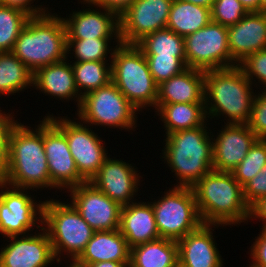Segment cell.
Wrapping results in <instances>:
<instances>
[{
    "mask_svg": "<svg viewBox=\"0 0 266 267\" xmlns=\"http://www.w3.org/2000/svg\"><path fill=\"white\" fill-rule=\"evenodd\" d=\"M119 231L129 248L160 238L151 202L135 201L123 206Z\"/></svg>",
    "mask_w": 266,
    "mask_h": 267,
    "instance_id": "cell-23",
    "label": "cell"
},
{
    "mask_svg": "<svg viewBox=\"0 0 266 267\" xmlns=\"http://www.w3.org/2000/svg\"><path fill=\"white\" fill-rule=\"evenodd\" d=\"M238 66L243 70L245 76L254 87H263V90L266 89V49L249 55Z\"/></svg>",
    "mask_w": 266,
    "mask_h": 267,
    "instance_id": "cell-37",
    "label": "cell"
},
{
    "mask_svg": "<svg viewBox=\"0 0 266 267\" xmlns=\"http://www.w3.org/2000/svg\"><path fill=\"white\" fill-rule=\"evenodd\" d=\"M211 21V9L190 2L173 0L166 27L185 37Z\"/></svg>",
    "mask_w": 266,
    "mask_h": 267,
    "instance_id": "cell-28",
    "label": "cell"
},
{
    "mask_svg": "<svg viewBox=\"0 0 266 267\" xmlns=\"http://www.w3.org/2000/svg\"><path fill=\"white\" fill-rule=\"evenodd\" d=\"M130 262L102 261L87 264L85 267H129Z\"/></svg>",
    "mask_w": 266,
    "mask_h": 267,
    "instance_id": "cell-46",
    "label": "cell"
},
{
    "mask_svg": "<svg viewBox=\"0 0 266 267\" xmlns=\"http://www.w3.org/2000/svg\"><path fill=\"white\" fill-rule=\"evenodd\" d=\"M227 30L231 67L237 66L254 52L266 49L265 12H248Z\"/></svg>",
    "mask_w": 266,
    "mask_h": 267,
    "instance_id": "cell-19",
    "label": "cell"
},
{
    "mask_svg": "<svg viewBox=\"0 0 266 267\" xmlns=\"http://www.w3.org/2000/svg\"><path fill=\"white\" fill-rule=\"evenodd\" d=\"M260 1V12L266 13V0H259Z\"/></svg>",
    "mask_w": 266,
    "mask_h": 267,
    "instance_id": "cell-49",
    "label": "cell"
},
{
    "mask_svg": "<svg viewBox=\"0 0 266 267\" xmlns=\"http://www.w3.org/2000/svg\"><path fill=\"white\" fill-rule=\"evenodd\" d=\"M262 92V93H261ZM255 95L248 127L258 139L266 140V89Z\"/></svg>",
    "mask_w": 266,
    "mask_h": 267,
    "instance_id": "cell-38",
    "label": "cell"
},
{
    "mask_svg": "<svg viewBox=\"0 0 266 267\" xmlns=\"http://www.w3.org/2000/svg\"><path fill=\"white\" fill-rule=\"evenodd\" d=\"M44 117H48L65 134L79 174L90 181L108 157L103 140L79 119L76 121L66 116L53 117V113Z\"/></svg>",
    "mask_w": 266,
    "mask_h": 267,
    "instance_id": "cell-10",
    "label": "cell"
},
{
    "mask_svg": "<svg viewBox=\"0 0 266 267\" xmlns=\"http://www.w3.org/2000/svg\"><path fill=\"white\" fill-rule=\"evenodd\" d=\"M259 236L250 247V257L252 263L249 267H266V229H262Z\"/></svg>",
    "mask_w": 266,
    "mask_h": 267,
    "instance_id": "cell-40",
    "label": "cell"
},
{
    "mask_svg": "<svg viewBox=\"0 0 266 267\" xmlns=\"http://www.w3.org/2000/svg\"><path fill=\"white\" fill-rule=\"evenodd\" d=\"M266 165V140L258 139L245 158L232 170L233 177L243 187Z\"/></svg>",
    "mask_w": 266,
    "mask_h": 267,
    "instance_id": "cell-34",
    "label": "cell"
},
{
    "mask_svg": "<svg viewBox=\"0 0 266 267\" xmlns=\"http://www.w3.org/2000/svg\"><path fill=\"white\" fill-rule=\"evenodd\" d=\"M0 190L1 235H26L33 232L34 226L41 228L44 201L38 203L34 196H31L29 189L13 187L5 182L0 183Z\"/></svg>",
    "mask_w": 266,
    "mask_h": 267,
    "instance_id": "cell-12",
    "label": "cell"
},
{
    "mask_svg": "<svg viewBox=\"0 0 266 267\" xmlns=\"http://www.w3.org/2000/svg\"><path fill=\"white\" fill-rule=\"evenodd\" d=\"M186 65L202 71L231 67L227 27L210 21L184 37Z\"/></svg>",
    "mask_w": 266,
    "mask_h": 267,
    "instance_id": "cell-11",
    "label": "cell"
},
{
    "mask_svg": "<svg viewBox=\"0 0 266 267\" xmlns=\"http://www.w3.org/2000/svg\"><path fill=\"white\" fill-rule=\"evenodd\" d=\"M71 204L95 231L119 229L122 206L86 181L67 190Z\"/></svg>",
    "mask_w": 266,
    "mask_h": 267,
    "instance_id": "cell-13",
    "label": "cell"
},
{
    "mask_svg": "<svg viewBox=\"0 0 266 267\" xmlns=\"http://www.w3.org/2000/svg\"><path fill=\"white\" fill-rule=\"evenodd\" d=\"M243 196L249 207L258 199L266 197V165L243 186Z\"/></svg>",
    "mask_w": 266,
    "mask_h": 267,
    "instance_id": "cell-39",
    "label": "cell"
},
{
    "mask_svg": "<svg viewBox=\"0 0 266 267\" xmlns=\"http://www.w3.org/2000/svg\"><path fill=\"white\" fill-rule=\"evenodd\" d=\"M113 158L108 156L89 182L123 207L136 201L143 177L132 164Z\"/></svg>",
    "mask_w": 266,
    "mask_h": 267,
    "instance_id": "cell-17",
    "label": "cell"
},
{
    "mask_svg": "<svg viewBox=\"0 0 266 267\" xmlns=\"http://www.w3.org/2000/svg\"><path fill=\"white\" fill-rule=\"evenodd\" d=\"M70 62L77 90L82 97L112 81L111 61Z\"/></svg>",
    "mask_w": 266,
    "mask_h": 267,
    "instance_id": "cell-31",
    "label": "cell"
},
{
    "mask_svg": "<svg viewBox=\"0 0 266 267\" xmlns=\"http://www.w3.org/2000/svg\"><path fill=\"white\" fill-rule=\"evenodd\" d=\"M111 78L119 91L138 110L156 108L158 85L150 73L147 59L135 44L115 46L111 59Z\"/></svg>",
    "mask_w": 266,
    "mask_h": 267,
    "instance_id": "cell-6",
    "label": "cell"
},
{
    "mask_svg": "<svg viewBox=\"0 0 266 267\" xmlns=\"http://www.w3.org/2000/svg\"><path fill=\"white\" fill-rule=\"evenodd\" d=\"M179 1H185V2H190L195 5H200L206 8H212L214 0H179Z\"/></svg>",
    "mask_w": 266,
    "mask_h": 267,
    "instance_id": "cell-48",
    "label": "cell"
},
{
    "mask_svg": "<svg viewBox=\"0 0 266 267\" xmlns=\"http://www.w3.org/2000/svg\"><path fill=\"white\" fill-rule=\"evenodd\" d=\"M160 198L151 202L160 238L178 241L202 224L192 187L174 186Z\"/></svg>",
    "mask_w": 266,
    "mask_h": 267,
    "instance_id": "cell-9",
    "label": "cell"
},
{
    "mask_svg": "<svg viewBox=\"0 0 266 267\" xmlns=\"http://www.w3.org/2000/svg\"><path fill=\"white\" fill-rule=\"evenodd\" d=\"M34 127L35 130L19 122L11 131L4 182L36 192L48 187L56 189L50 180L44 150V118Z\"/></svg>",
    "mask_w": 266,
    "mask_h": 267,
    "instance_id": "cell-1",
    "label": "cell"
},
{
    "mask_svg": "<svg viewBox=\"0 0 266 267\" xmlns=\"http://www.w3.org/2000/svg\"><path fill=\"white\" fill-rule=\"evenodd\" d=\"M42 226L49 235L56 262L60 264L65 253L70 261H75L95 232L68 200L65 203L45 200Z\"/></svg>",
    "mask_w": 266,
    "mask_h": 267,
    "instance_id": "cell-7",
    "label": "cell"
},
{
    "mask_svg": "<svg viewBox=\"0 0 266 267\" xmlns=\"http://www.w3.org/2000/svg\"><path fill=\"white\" fill-rule=\"evenodd\" d=\"M69 263L70 264L67 263V265H69L67 267H84V266L77 264L75 261H70Z\"/></svg>",
    "mask_w": 266,
    "mask_h": 267,
    "instance_id": "cell-50",
    "label": "cell"
},
{
    "mask_svg": "<svg viewBox=\"0 0 266 267\" xmlns=\"http://www.w3.org/2000/svg\"><path fill=\"white\" fill-rule=\"evenodd\" d=\"M155 113L164 123V135L207 124L205 103L156 104Z\"/></svg>",
    "mask_w": 266,
    "mask_h": 267,
    "instance_id": "cell-26",
    "label": "cell"
},
{
    "mask_svg": "<svg viewBox=\"0 0 266 267\" xmlns=\"http://www.w3.org/2000/svg\"><path fill=\"white\" fill-rule=\"evenodd\" d=\"M253 219H259L260 221L262 220V224L263 222L264 224L261 229H266V197L258 199L249 207L248 220Z\"/></svg>",
    "mask_w": 266,
    "mask_h": 267,
    "instance_id": "cell-44",
    "label": "cell"
},
{
    "mask_svg": "<svg viewBox=\"0 0 266 267\" xmlns=\"http://www.w3.org/2000/svg\"><path fill=\"white\" fill-rule=\"evenodd\" d=\"M154 82L160 85L171 77L180 74L187 67L186 57L145 56Z\"/></svg>",
    "mask_w": 266,
    "mask_h": 267,
    "instance_id": "cell-35",
    "label": "cell"
},
{
    "mask_svg": "<svg viewBox=\"0 0 266 267\" xmlns=\"http://www.w3.org/2000/svg\"><path fill=\"white\" fill-rule=\"evenodd\" d=\"M192 189L202 223L223 228L248 221L249 206L244 200L243 187L231 172L212 170Z\"/></svg>",
    "mask_w": 266,
    "mask_h": 267,
    "instance_id": "cell-3",
    "label": "cell"
},
{
    "mask_svg": "<svg viewBox=\"0 0 266 267\" xmlns=\"http://www.w3.org/2000/svg\"><path fill=\"white\" fill-rule=\"evenodd\" d=\"M81 4H86L114 12L120 17L134 2V0H80Z\"/></svg>",
    "mask_w": 266,
    "mask_h": 267,
    "instance_id": "cell-41",
    "label": "cell"
},
{
    "mask_svg": "<svg viewBox=\"0 0 266 267\" xmlns=\"http://www.w3.org/2000/svg\"><path fill=\"white\" fill-rule=\"evenodd\" d=\"M111 39L117 45L121 43L120 38L67 39V56L69 57L68 54L73 51L70 54L74 55L76 59L74 62L109 61L115 50V47L110 46ZM109 47H111L110 50ZM109 53L110 57L108 56ZM107 57H109L108 60Z\"/></svg>",
    "mask_w": 266,
    "mask_h": 267,
    "instance_id": "cell-32",
    "label": "cell"
},
{
    "mask_svg": "<svg viewBox=\"0 0 266 267\" xmlns=\"http://www.w3.org/2000/svg\"><path fill=\"white\" fill-rule=\"evenodd\" d=\"M31 16L21 9L0 5V52H11Z\"/></svg>",
    "mask_w": 266,
    "mask_h": 267,
    "instance_id": "cell-33",
    "label": "cell"
},
{
    "mask_svg": "<svg viewBox=\"0 0 266 267\" xmlns=\"http://www.w3.org/2000/svg\"><path fill=\"white\" fill-rule=\"evenodd\" d=\"M91 6L63 17L67 39L120 38L119 17L112 11Z\"/></svg>",
    "mask_w": 266,
    "mask_h": 267,
    "instance_id": "cell-21",
    "label": "cell"
},
{
    "mask_svg": "<svg viewBox=\"0 0 266 267\" xmlns=\"http://www.w3.org/2000/svg\"><path fill=\"white\" fill-rule=\"evenodd\" d=\"M56 14L48 11L31 16L11 51L33 74L67 58L66 26L63 17Z\"/></svg>",
    "mask_w": 266,
    "mask_h": 267,
    "instance_id": "cell-5",
    "label": "cell"
},
{
    "mask_svg": "<svg viewBox=\"0 0 266 267\" xmlns=\"http://www.w3.org/2000/svg\"><path fill=\"white\" fill-rule=\"evenodd\" d=\"M12 113L2 112L0 109V147H9V137L13 128L18 124L19 121H15Z\"/></svg>",
    "mask_w": 266,
    "mask_h": 267,
    "instance_id": "cell-43",
    "label": "cell"
},
{
    "mask_svg": "<svg viewBox=\"0 0 266 267\" xmlns=\"http://www.w3.org/2000/svg\"><path fill=\"white\" fill-rule=\"evenodd\" d=\"M102 261L130 262V248L119 229L95 231L85 250L75 260L84 267Z\"/></svg>",
    "mask_w": 266,
    "mask_h": 267,
    "instance_id": "cell-25",
    "label": "cell"
},
{
    "mask_svg": "<svg viewBox=\"0 0 266 267\" xmlns=\"http://www.w3.org/2000/svg\"><path fill=\"white\" fill-rule=\"evenodd\" d=\"M221 128L217 132L218 135L216 137L211 132L213 142V170L232 172L245 158L258 138L247 124H227L224 122V128Z\"/></svg>",
    "mask_w": 266,
    "mask_h": 267,
    "instance_id": "cell-18",
    "label": "cell"
},
{
    "mask_svg": "<svg viewBox=\"0 0 266 267\" xmlns=\"http://www.w3.org/2000/svg\"><path fill=\"white\" fill-rule=\"evenodd\" d=\"M219 226L202 223L197 229L177 241L180 267L224 266L222 256L214 240V229H212Z\"/></svg>",
    "mask_w": 266,
    "mask_h": 267,
    "instance_id": "cell-20",
    "label": "cell"
},
{
    "mask_svg": "<svg viewBox=\"0 0 266 267\" xmlns=\"http://www.w3.org/2000/svg\"><path fill=\"white\" fill-rule=\"evenodd\" d=\"M248 12H260L259 0H239Z\"/></svg>",
    "mask_w": 266,
    "mask_h": 267,
    "instance_id": "cell-47",
    "label": "cell"
},
{
    "mask_svg": "<svg viewBox=\"0 0 266 267\" xmlns=\"http://www.w3.org/2000/svg\"><path fill=\"white\" fill-rule=\"evenodd\" d=\"M33 86V73L12 52H0V97Z\"/></svg>",
    "mask_w": 266,
    "mask_h": 267,
    "instance_id": "cell-29",
    "label": "cell"
},
{
    "mask_svg": "<svg viewBox=\"0 0 266 267\" xmlns=\"http://www.w3.org/2000/svg\"><path fill=\"white\" fill-rule=\"evenodd\" d=\"M206 125L166 135L161 158L174 172L175 186L193 187L213 170L212 133Z\"/></svg>",
    "mask_w": 266,
    "mask_h": 267,
    "instance_id": "cell-4",
    "label": "cell"
},
{
    "mask_svg": "<svg viewBox=\"0 0 266 267\" xmlns=\"http://www.w3.org/2000/svg\"><path fill=\"white\" fill-rule=\"evenodd\" d=\"M42 231V232H40ZM37 232V233H36ZM35 234L11 236L0 250V267H47L55 262L51 241L41 226ZM53 262V263H52Z\"/></svg>",
    "mask_w": 266,
    "mask_h": 267,
    "instance_id": "cell-16",
    "label": "cell"
},
{
    "mask_svg": "<svg viewBox=\"0 0 266 267\" xmlns=\"http://www.w3.org/2000/svg\"><path fill=\"white\" fill-rule=\"evenodd\" d=\"M9 147H0V183L4 182L6 176V154Z\"/></svg>",
    "mask_w": 266,
    "mask_h": 267,
    "instance_id": "cell-45",
    "label": "cell"
},
{
    "mask_svg": "<svg viewBox=\"0 0 266 267\" xmlns=\"http://www.w3.org/2000/svg\"><path fill=\"white\" fill-rule=\"evenodd\" d=\"M253 86L238 65L204 71L207 117L212 120L225 115L227 124H248L256 95Z\"/></svg>",
    "mask_w": 266,
    "mask_h": 267,
    "instance_id": "cell-2",
    "label": "cell"
},
{
    "mask_svg": "<svg viewBox=\"0 0 266 267\" xmlns=\"http://www.w3.org/2000/svg\"><path fill=\"white\" fill-rule=\"evenodd\" d=\"M204 71L186 68L158 85L156 104L204 103Z\"/></svg>",
    "mask_w": 266,
    "mask_h": 267,
    "instance_id": "cell-24",
    "label": "cell"
},
{
    "mask_svg": "<svg viewBox=\"0 0 266 267\" xmlns=\"http://www.w3.org/2000/svg\"><path fill=\"white\" fill-rule=\"evenodd\" d=\"M44 150L51 183L59 190H68L86 180L79 174L65 134L44 117Z\"/></svg>",
    "mask_w": 266,
    "mask_h": 267,
    "instance_id": "cell-15",
    "label": "cell"
},
{
    "mask_svg": "<svg viewBox=\"0 0 266 267\" xmlns=\"http://www.w3.org/2000/svg\"><path fill=\"white\" fill-rule=\"evenodd\" d=\"M248 11L239 0H214L211 20L225 27L235 25Z\"/></svg>",
    "mask_w": 266,
    "mask_h": 267,
    "instance_id": "cell-36",
    "label": "cell"
},
{
    "mask_svg": "<svg viewBox=\"0 0 266 267\" xmlns=\"http://www.w3.org/2000/svg\"><path fill=\"white\" fill-rule=\"evenodd\" d=\"M177 241L158 238L130 248L129 267H177Z\"/></svg>",
    "mask_w": 266,
    "mask_h": 267,
    "instance_id": "cell-27",
    "label": "cell"
},
{
    "mask_svg": "<svg viewBox=\"0 0 266 267\" xmlns=\"http://www.w3.org/2000/svg\"><path fill=\"white\" fill-rule=\"evenodd\" d=\"M34 1L35 0H0V5L21 9L30 16H38L48 12V8L42 7L43 5H31L34 3Z\"/></svg>",
    "mask_w": 266,
    "mask_h": 267,
    "instance_id": "cell-42",
    "label": "cell"
},
{
    "mask_svg": "<svg viewBox=\"0 0 266 267\" xmlns=\"http://www.w3.org/2000/svg\"><path fill=\"white\" fill-rule=\"evenodd\" d=\"M69 61L67 56L62 61L39 68L33 74L32 88L35 87V90H40L46 96H54L61 101L76 100V106L79 108L82 96L77 90L73 68Z\"/></svg>",
    "mask_w": 266,
    "mask_h": 267,
    "instance_id": "cell-22",
    "label": "cell"
},
{
    "mask_svg": "<svg viewBox=\"0 0 266 267\" xmlns=\"http://www.w3.org/2000/svg\"><path fill=\"white\" fill-rule=\"evenodd\" d=\"M135 45L145 56L186 57L184 37L167 27L144 36Z\"/></svg>",
    "mask_w": 266,
    "mask_h": 267,
    "instance_id": "cell-30",
    "label": "cell"
},
{
    "mask_svg": "<svg viewBox=\"0 0 266 267\" xmlns=\"http://www.w3.org/2000/svg\"><path fill=\"white\" fill-rule=\"evenodd\" d=\"M138 111L111 81L82 97L75 113L81 122L97 127L133 131L137 126Z\"/></svg>",
    "mask_w": 266,
    "mask_h": 267,
    "instance_id": "cell-8",
    "label": "cell"
},
{
    "mask_svg": "<svg viewBox=\"0 0 266 267\" xmlns=\"http://www.w3.org/2000/svg\"><path fill=\"white\" fill-rule=\"evenodd\" d=\"M173 0H134L119 17L123 44H136L144 36L166 28Z\"/></svg>",
    "mask_w": 266,
    "mask_h": 267,
    "instance_id": "cell-14",
    "label": "cell"
}]
</instances>
